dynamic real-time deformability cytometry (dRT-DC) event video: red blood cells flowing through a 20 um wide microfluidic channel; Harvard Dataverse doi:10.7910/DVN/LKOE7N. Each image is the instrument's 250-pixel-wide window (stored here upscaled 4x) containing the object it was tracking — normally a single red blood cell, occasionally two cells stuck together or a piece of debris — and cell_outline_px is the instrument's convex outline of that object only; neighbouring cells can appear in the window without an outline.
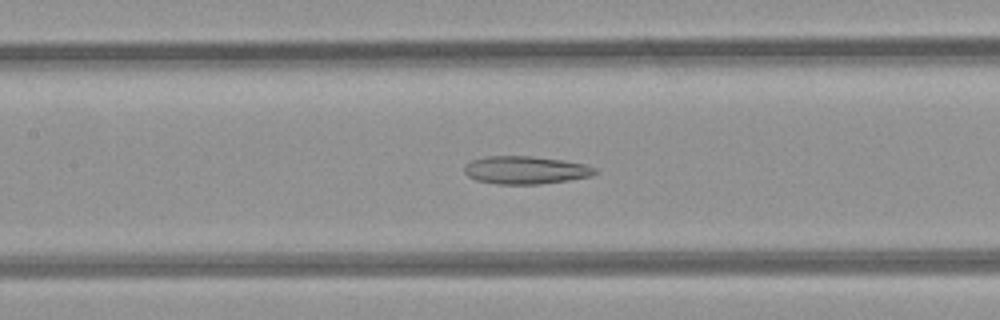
{"species": "common noctule bat (a hibernating species)", "species_latin": "Nyctalus noctula", "temperature_condition": "room temperature", "stored_images_in_passage": 47, "camera_frame_rate_fps": 3000, "um_per_image_px": 0.085, "animal": {"sex": "female", "body_mass_g": 21.9}, "frame": {"image": 1, "passage_image": 21, "time_ms": 6.667, "image_size_px": [1000, 320], "cell_outline_px": [[596, 172], [592, 176], [568, 180], [540, 184], [496, 184], [476, 180], [468, 176], [464, 172], [464, 168], [472, 160], [488, 156], [532, 156], [560, 160], [584, 164], [596, 168]], "centroid_in_image_um": [44.66, 14.46], "position_along_channel_um": 162.7, "area_um2": 21.04}}
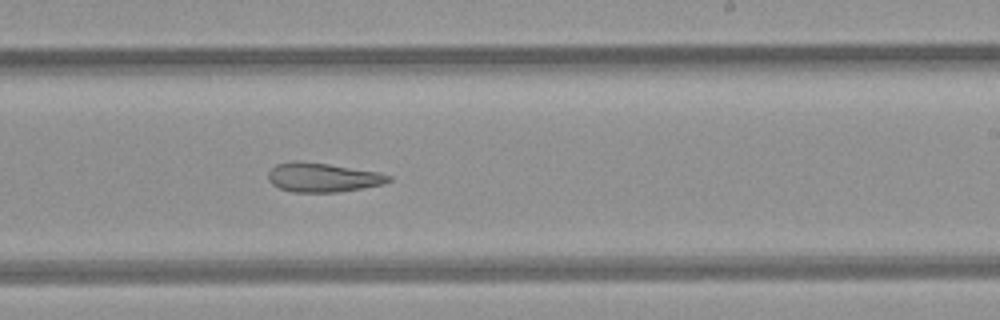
{"frame": {"image": 2, "passage_image": 28, "time_ms": 9.0, "image_size_px": [1000, 320], "cell_outline_px": [[392, 180], [384, 184], [336, 192], [292, 192], [280, 188], [272, 184], [268, 180], [268, 172], [276, 164], [328, 164], [376, 172], [392, 176]], "centroid_in_image_um": [27.47, 15.13], "position_along_channel_um": 261.5, "area_um2": 19.54}}
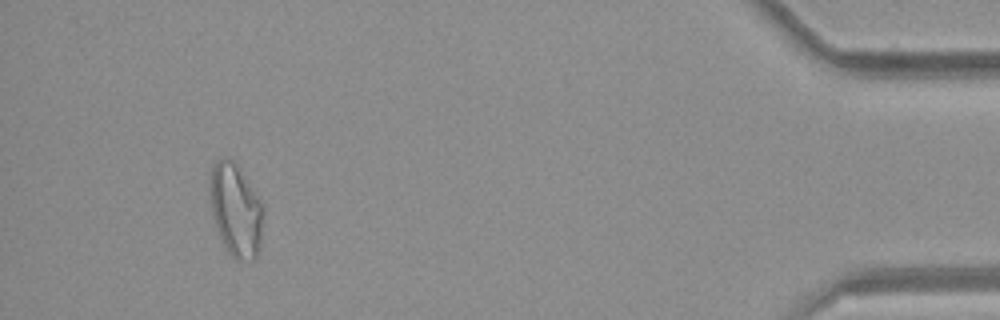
{"frame": {"image": 3, "passage_image": 44, "time_ms": 14.333, "image_size_px": [1000, 320], "cell_outline_px": [[264, 208], [260, 248], [256, 256], [252, 260], [236, 260], [228, 252], [220, 236], [212, 212], [212, 168], [216, 160], [232, 160], [240, 168], [264, 204]], "centroid_in_image_um": [20.11, 17.9], "position_along_channel_um": 415.1, "area_um2": 28.26}, "authors_computed_cell_mechanics": {"area_um2": 26.01, "velocity_mm_per_s": 4.2532, "shape_relaxation_time_tau1_ms": null, "shape_relaxation_time_tau2_ms": 8.845, "deformation_change_tau1": null, "deformation_change_tau2": 0.2354}}